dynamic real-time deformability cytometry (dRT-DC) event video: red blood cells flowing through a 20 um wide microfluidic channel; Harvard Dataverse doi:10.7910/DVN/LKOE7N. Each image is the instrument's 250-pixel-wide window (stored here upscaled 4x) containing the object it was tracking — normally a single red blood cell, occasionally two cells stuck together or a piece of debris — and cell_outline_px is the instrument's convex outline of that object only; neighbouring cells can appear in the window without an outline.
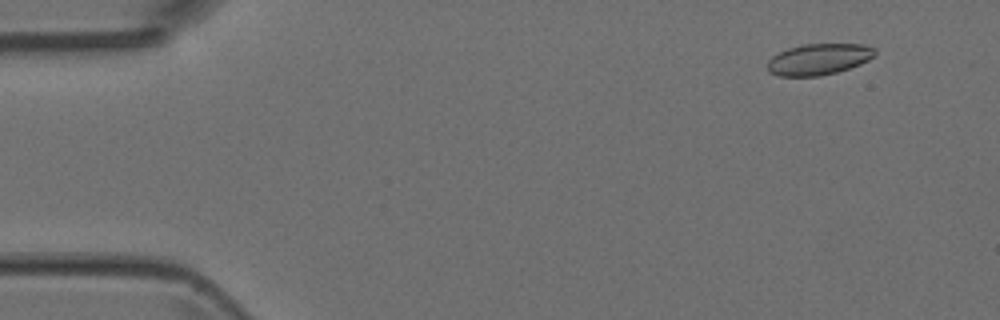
{"species": "Egyptian fruit bat (a non-hibernating species)", "species_latin": "Rousettus aegyptiacus", "temperature_condition": "room temperature", "stored_images_in_passage": 5, "camera_frame_rate_fps": 3000, "um_per_image_px": 0.085, "animal": {"sex": "female"}, "frame": {"image": 1, "passage_image": 2, "time_ms": 0.333, "image_size_px": [1000, 320], "cell_outline_px": [[876, 52], [868, 60], [860, 64], [836, 72], [820, 76], [780, 76], [768, 72], [768, 60], [772, 56], [788, 48], [804, 44], [864, 44], [876, 48]], "centroid_in_image_um": [69.58, 5.03], "position_along_channel_um": 15.4, "area_um2": 19.48}}
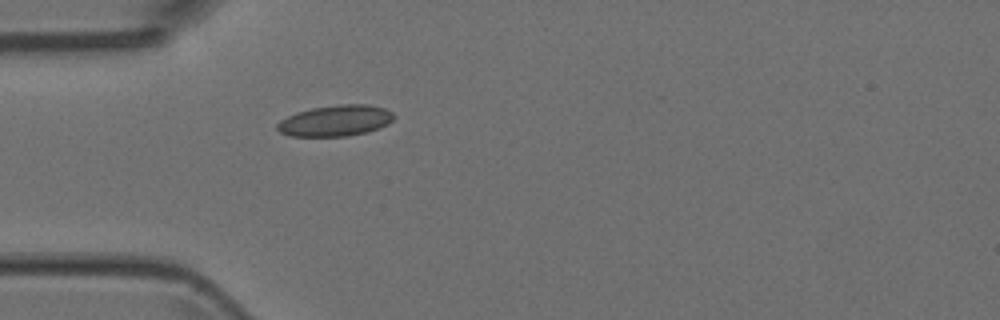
{"frame": {"image": 2, "passage_image": 5, "time_ms": 1.333, "image_size_px": [1000, 320], "cell_outline_px": [[396, 116], [388, 124], [380, 128], [368, 132], [348, 136], [288, 136], [280, 132], [276, 128], [276, 124], [280, 120], [296, 112], [312, 108], [336, 104], [368, 104], [384, 108], [392, 112]], "centroid_in_image_um": [28.52, 10.25], "position_along_channel_um": 56.5, "area_um2": 21.33}}